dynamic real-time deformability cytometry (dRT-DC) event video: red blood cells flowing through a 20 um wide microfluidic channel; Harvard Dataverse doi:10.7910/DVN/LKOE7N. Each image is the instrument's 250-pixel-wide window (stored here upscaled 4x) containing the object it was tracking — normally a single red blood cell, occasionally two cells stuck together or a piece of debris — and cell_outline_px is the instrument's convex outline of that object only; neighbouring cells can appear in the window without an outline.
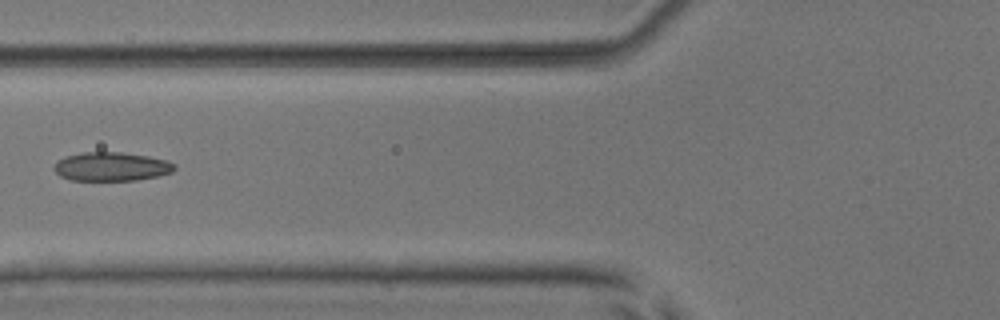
{"species": "common noctule bat (a hibernating species)", "species_latin": "Nyctalus noctula", "temperature_condition": "room temperature", "stored_images_in_passage": 6, "camera_frame_rate_fps": 3000, "um_per_image_px": 0.085, "animal": {"sex": "male", "body_mass_g": 17.9, "forearm_length_mm": 54.2}, "frame": {"image": 1, "passage_image": 5, "time_ms": 4.667, "image_size_px": [1000, 320], "cell_outline_px": [[176, 168], [172, 172], [156, 176], [136, 180], [68, 180], [60, 176], [52, 168], [60, 160], [68, 156], [84, 152], [120, 152], [148, 156], [168, 160], [176, 164]], "centroid_in_image_um": [9.5, 14.16], "position_along_channel_um": 116.3, "area_um2": 20.11}}
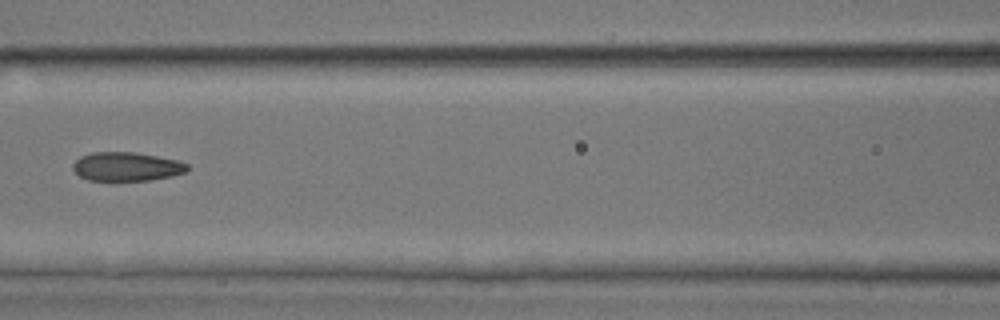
{"frame": {"image": 2, "passage_image": 6, "time_ms": 5.667, "image_size_px": [1000, 320], "cell_outline_px": [[188, 168], [184, 172], [172, 176], [148, 180], [88, 180], [80, 176], [72, 168], [72, 164], [80, 156], [92, 152], [136, 152], [176, 160], [188, 164]], "centroid_in_image_um": [10.73, 14.15], "position_along_channel_um": 155.9, "area_um2": 19.07}}